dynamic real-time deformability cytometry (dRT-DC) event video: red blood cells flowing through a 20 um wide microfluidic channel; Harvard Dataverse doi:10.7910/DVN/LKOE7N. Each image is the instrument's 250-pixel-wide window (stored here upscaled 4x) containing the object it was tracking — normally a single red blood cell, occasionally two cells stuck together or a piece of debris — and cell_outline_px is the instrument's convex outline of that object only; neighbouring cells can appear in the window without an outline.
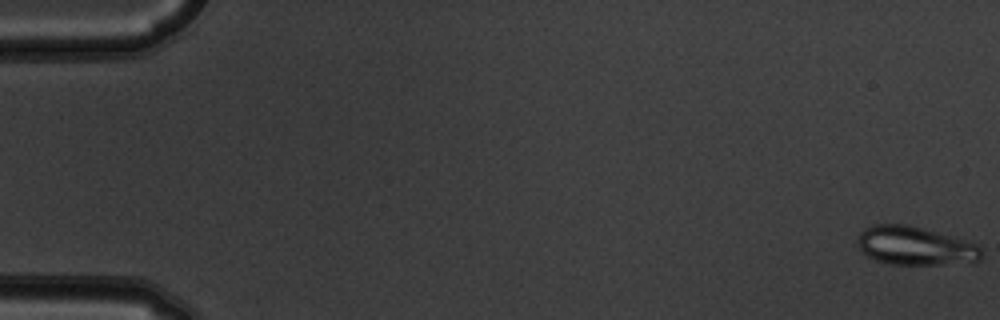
{"species": "common noctule bat (a hibernating species)", "species_latin": "Nyctalus noctula", "temperature_condition": "warm", "stored_images_in_passage": 6, "camera_frame_rate_fps": 3000, "um_per_image_px": 0.085, "animal": {"sex": "male", "body_mass_g": 19.5, "forearm_length_mm": 54.6}, "frame": {"image": 1, "passage_image": 1, "time_ms": 0.0, "image_size_px": [1000, 320], "cell_outline_px": [[980, 260], [972, 264], [888, 264], [876, 260], [868, 256], [860, 248], [856, 240], [860, 232], [864, 228], [872, 224], [908, 224], [976, 244], [980, 248]], "centroid_in_image_um": [77.76, 20.91], "position_along_channel_um": 7.2, "area_um2": 27.74}}
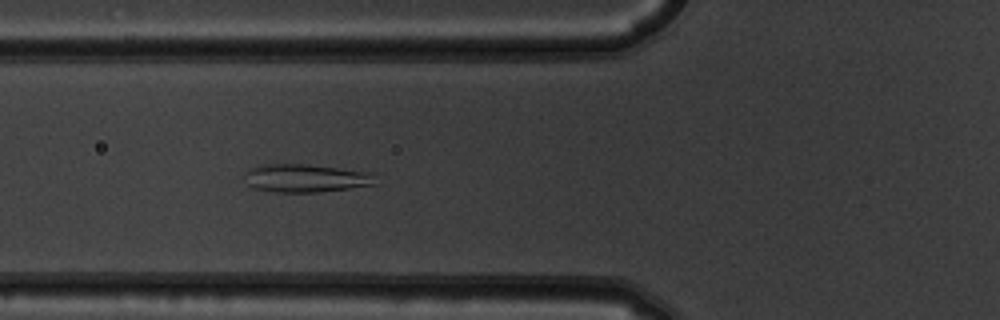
{"frame": {"image": 2, "passage_image": 6, "time_ms": 1.667, "image_size_px": [1000, 320], "cell_outline_px": [[376, 184], [320, 192], [276, 192], [256, 188], [248, 184], [244, 176], [244, 172], [248, 168], [264, 164], [308, 164], [372, 172]], "centroid_in_image_um": [25.96, 15.13], "position_along_channel_um": 99.8, "area_um2": 21.44}}